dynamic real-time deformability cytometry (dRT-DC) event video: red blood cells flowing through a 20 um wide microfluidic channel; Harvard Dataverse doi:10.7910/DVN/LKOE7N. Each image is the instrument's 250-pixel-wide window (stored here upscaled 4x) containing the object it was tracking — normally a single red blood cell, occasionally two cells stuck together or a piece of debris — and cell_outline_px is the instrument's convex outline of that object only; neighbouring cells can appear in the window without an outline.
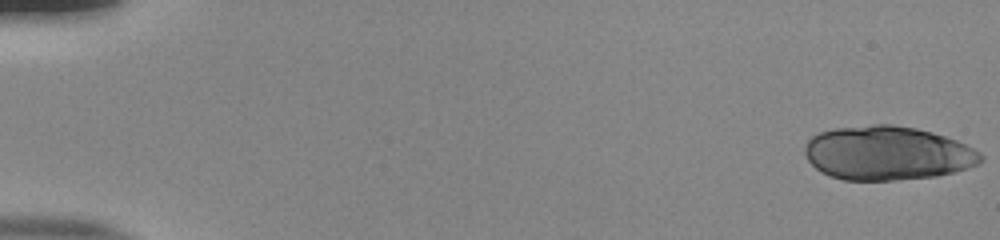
{"species": "human", "species_latin": "Homo sapiens", "temperature_condition": "room temperature", "stored_images_in_passage": 53, "segment_of_instrument_passage": [1, 2], "camera_frame_rate_fps": 3000, "um_per_image_px": 0.085, "donor": {"sex": "male"}, "frame": {"image": 1, "passage_image": 1, "time_ms": 0.0, "image_size_px": [1000, 240], "cell_outline_px": [[984, 160], [976, 164], [952, 172], [936, 176], [892, 180], [844, 180], [820, 172], [808, 160], [804, 152], [804, 144], [812, 136], [820, 132], [836, 128], [872, 124], [892, 124], [916, 128], [932, 132], [956, 140], [980, 152], [984, 156]], "centroid_in_image_um": [75.4, 13.01], "position_along_channel_um": 9.6, "area_um2": 55.26}}
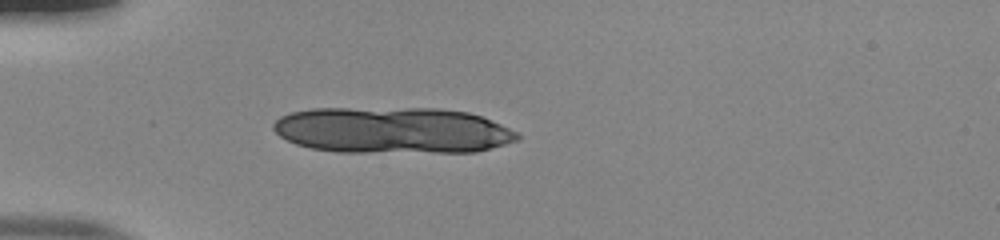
{"frame": {"image": 2, "passage_image": 16, "time_ms": 5.0, "image_size_px": [1000, 240], "cell_outline_px": [[520, 140], [476, 152], [336, 152], [312, 148], [296, 144], [280, 136], [272, 128], [272, 124], [280, 116], [292, 112], [312, 108], [440, 108], [468, 112], [480, 116], [500, 124], [516, 132], [520, 136]], "centroid_in_image_um": [33.35, 11.07], "position_along_channel_um": 51.7, "area_um2": 66.12}}